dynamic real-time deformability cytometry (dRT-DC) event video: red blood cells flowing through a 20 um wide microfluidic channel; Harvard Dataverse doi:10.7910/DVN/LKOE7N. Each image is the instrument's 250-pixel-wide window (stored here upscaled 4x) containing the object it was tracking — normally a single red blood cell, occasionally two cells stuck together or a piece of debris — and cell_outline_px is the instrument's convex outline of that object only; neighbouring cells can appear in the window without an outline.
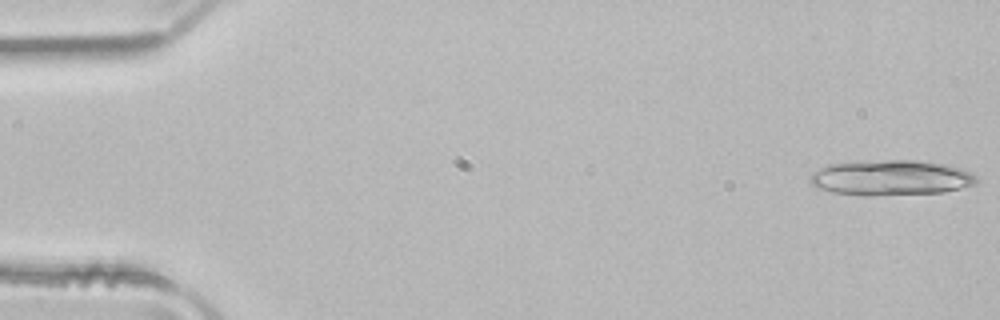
{"species": "common noctule bat (a hibernating species)", "species_latin": "Nyctalus noctula", "temperature_condition": "room temperature", "stored_images_in_passage": 19, "segment_of_instrument_passage": [1, 2], "camera_frame_rate_fps": 3000, "um_per_image_px": 0.085, "animal": {"sex": "male", "body_mass_g": 21.5, "forearm_length_mm": 52.0}, "frame": {"image": 1, "passage_image": 1, "time_ms": 0.0, "image_size_px": [1000, 320], "cell_outline_px": [[976, 184], [944, 192], [872, 196], [864, 196], [832, 192], [816, 188], [808, 184], [808, 176], [812, 172], [828, 164], [884, 160], [916, 160], [944, 164], [960, 168], [972, 172], [976, 176]], "centroid_in_image_um": [75.67, 15.12], "position_along_channel_um": 9.3, "area_um2": 34.56}}